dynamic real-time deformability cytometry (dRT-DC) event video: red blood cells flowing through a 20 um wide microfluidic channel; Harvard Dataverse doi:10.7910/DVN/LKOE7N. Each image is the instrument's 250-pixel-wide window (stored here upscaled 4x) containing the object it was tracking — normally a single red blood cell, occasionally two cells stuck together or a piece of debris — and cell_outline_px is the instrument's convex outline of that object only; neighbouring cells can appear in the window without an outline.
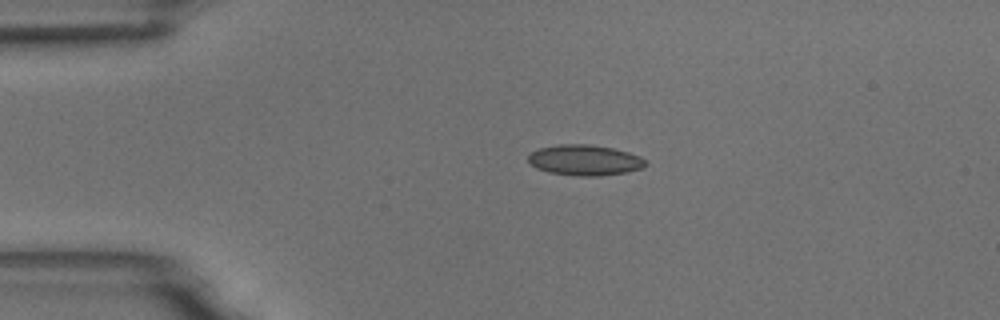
{"species": "common noctule bat (a hibernating species)", "species_latin": "Nyctalus noctula", "temperature_condition": "room temperature", "stored_images_in_passage": 5, "camera_frame_rate_fps": 3000, "um_per_image_px": 0.085, "animal": {"sex": "male", "body_mass_g": 18.8}, "frame": {"image": 1, "passage_image": 1, "time_ms": 0.0, "image_size_px": [1000, 320], "cell_outline_px": [[648, 164], [644, 168], [628, 172], [600, 176], [576, 176], [548, 172], [536, 168], [528, 160], [528, 156], [532, 152], [540, 148], [560, 144], [588, 144], [612, 148], [628, 152], [640, 156]], "centroid_in_image_um": [49.73, 13.62], "position_along_channel_um": 35.3, "area_um2": 20.98}}